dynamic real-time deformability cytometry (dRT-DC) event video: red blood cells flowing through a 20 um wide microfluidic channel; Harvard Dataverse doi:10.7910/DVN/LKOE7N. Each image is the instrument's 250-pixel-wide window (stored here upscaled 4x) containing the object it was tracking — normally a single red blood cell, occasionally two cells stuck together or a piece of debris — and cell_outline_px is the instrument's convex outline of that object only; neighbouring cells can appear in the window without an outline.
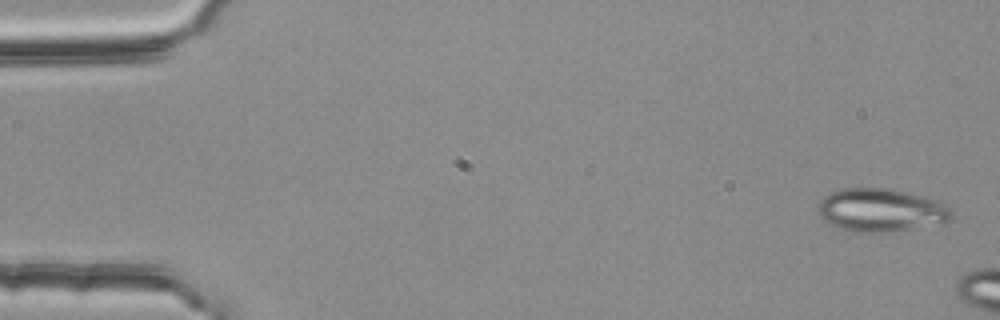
{"species": "common noctule bat (a hibernating species)", "species_latin": "Nyctalus noctula", "temperature_condition": "room temperature", "stored_images_in_passage": 6, "camera_frame_rate_fps": 3000, "um_per_image_px": 0.085, "animal": {"sex": "female", "body_mass_g": 25.1}, "frame": {"image": 1, "passage_image": 1, "time_ms": 0.0, "image_size_px": [1000, 320], "cell_outline_px": [[952, 220], [908, 228], [884, 232], [852, 232], [840, 228], [824, 220], [820, 212], [820, 200], [824, 196], [832, 192], [844, 188], [884, 188], [908, 192], [924, 196], [948, 204], [952, 212]], "centroid_in_image_um": [74.9, 17.84], "position_along_channel_um": 10.1, "area_um2": 33.0}}